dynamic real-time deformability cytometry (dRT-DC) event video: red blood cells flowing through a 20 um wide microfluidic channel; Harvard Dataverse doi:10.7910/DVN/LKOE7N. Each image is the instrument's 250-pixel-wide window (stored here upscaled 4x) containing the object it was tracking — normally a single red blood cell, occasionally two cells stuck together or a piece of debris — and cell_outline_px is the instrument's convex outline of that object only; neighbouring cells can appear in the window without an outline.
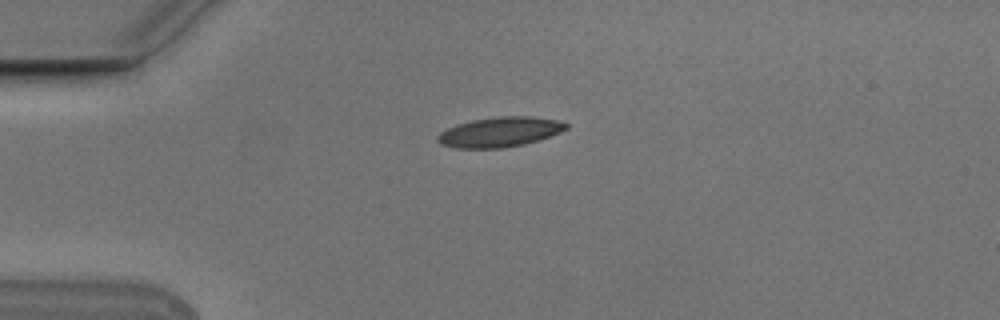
{"species": "Egyptian fruit bat (a non-hibernating species)", "species_latin": "Rousettus aegyptiacus", "temperature_condition": "cold", "stored_images_in_passage": 7, "camera_frame_rate_fps": 3000, "um_per_image_px": 0.085, "animal": {"sex": "male"}, "frame": {"image": 1, "passage_image": 1, "time_ms": 0.0, "image_size_px": [1000, 320], "cell_outline_px": [[568, 128], [560, 132], [524, 144], [504, 148], [456, 148], [440, 144], [436, 140], [436, 136], [440, 132], [456, 124], [472, 120], [500, 116], [528, 116], [556, 120], [568, 124]], "centroid_in_image_um": [42.43, 11.22], "position_along_channel_um": 42.6, "area_um2": 22.25}}
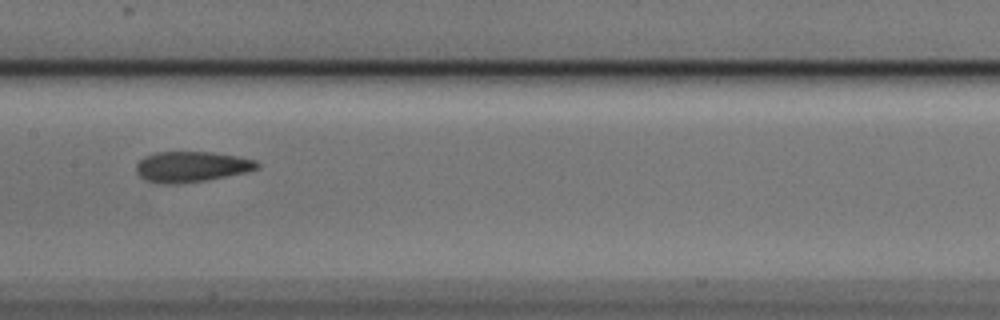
{"frame": {"image": 2, "passage_image": 5, "time_ms": 1.333, "image_size_px": [1000, 320], "cell_outline_px": [[260, 168], [248, 172], [204, 180], [180, 184], [164, 184], [144, 180], [136, 172], [136, 164], [144, 156], [156, 152], [212, 152], [236, 156], [256, 160], [260, 164]], "centroid_in_image_um": [16.27, 14.17], "position_along_channel_um": 191.1, "area_um2": 21.68}}
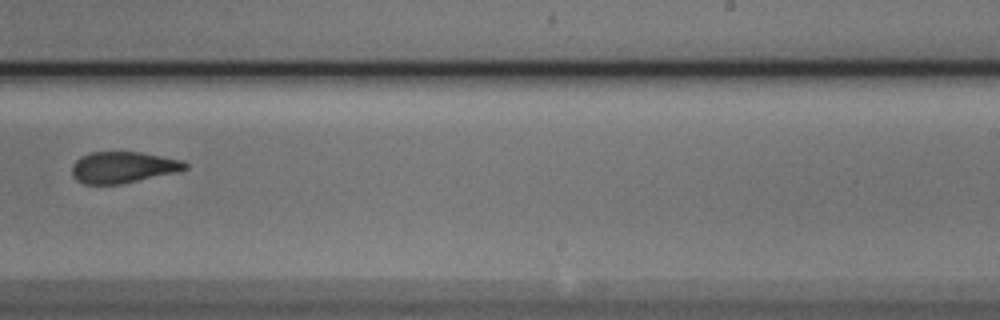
{"frame": {"image": 3, "passage_image": 7, "time_ms": 2.0, "image_size_px": [1000, 320], "cell_outline_px": [[188, 168], [176, 172], [120, 184], [84, 184], [76, 180], [72, 176], [72, 164], [80, 156], [92, 152], [140, 152], [180, 160], [188, 164]], "centroid_in_image_um": [10.41, 14.22], "position_along_channel_um": 278.6, "area_um2": 20.52}}